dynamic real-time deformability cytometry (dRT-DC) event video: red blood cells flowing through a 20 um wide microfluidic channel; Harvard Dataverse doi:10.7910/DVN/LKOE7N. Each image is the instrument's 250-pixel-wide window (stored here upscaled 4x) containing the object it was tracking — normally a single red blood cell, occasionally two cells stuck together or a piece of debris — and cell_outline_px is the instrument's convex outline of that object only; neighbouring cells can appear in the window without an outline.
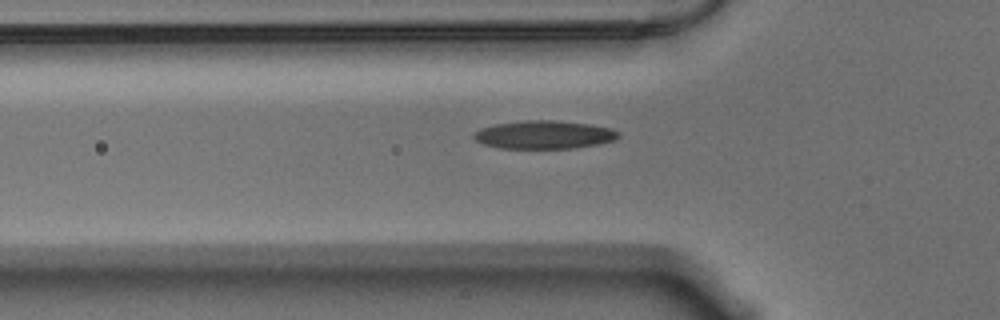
{"species": "Egyptian fruit bat (a non-hibernating species)", "species_latin": "Rousettus aegyptiacus", "temperature_condition": "warm", "stored_images_in_passage": 39, "camera_frame_rate_fps": 3000, "um_per_image_px": 0.085, "animal": {"sex": "male"}, "frame": {"image": 1, "passage_image": 5, "time_ms": 1.333, "image_size_px": [1000, 320], "cell_outline_px": [[620, 136], [616, 140], [600, 144], [572, 148], [500, 148], [484, 144], [476, 140], [472, 136], [480, 128], [496, 124], [524, 120], [556, 120], [588, 124], [612, 128], [620, 132]], "centroid_in_image_um": [46.3, 11.45], "position_along_channel_um": 79.5, "area_um2": 23.81}}
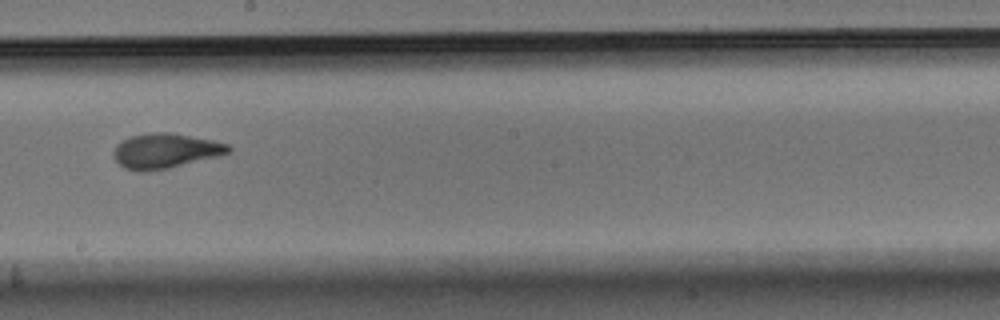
{"frame": {"image": 2, "passage_image": 18, "time_ms": 5.667, "image_size_px": [1000, 320], "cell_outline_px": [[232, 152], [168, 168], [148, 172], [140, 172], [124, 168], [112, 156], [112, 152], [116, 144], [128, 136], [152, 132], [172, 132], [212, 140], [228, 144], [232, 148]], "centroid_in_image_um": [14.01, 12.81], "position_along_channel_um": 234.2, "area_um2": 23.52}}
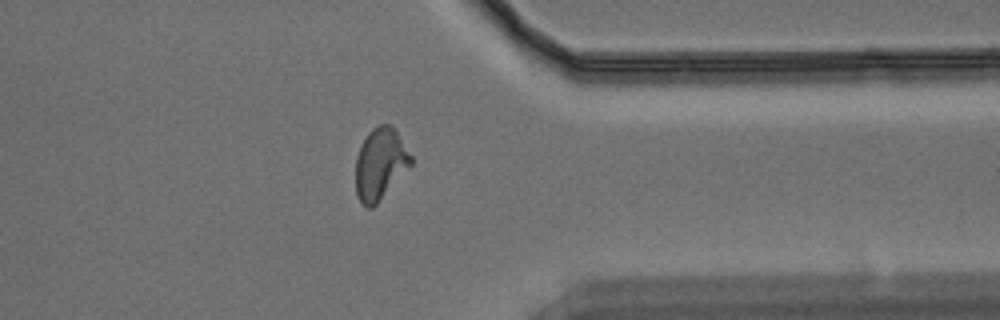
{"frame": {"image": 3, "passage_image": 31, "time_ms": 10.0, "image_size_px": [1000, 320], "cell_outline_px": [[412, 164], [376, 204], [372, 208], [364, 208], [360, 204], [356, 196], [356, 156], [368, 132], [372, 128], [380, 124], [392, 124], [412, 156]], "centroid_in_image_um": [32.3, 13.94], "position_along_channel_um": 379.1, "area_um2": 23.06}}